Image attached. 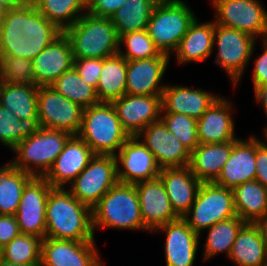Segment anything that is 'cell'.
Returning <instances> with one entry per match:
<instances>
[{
  "label": "cell",
  "instance_id": "cell-13",
  "mask_svg": "<svg viewBox=\"0 0 267 266\" xmlns=\"http://www.w3.org/2000/svg\"><path fill=\"white\" fill-rule=\"evenodd\" d=\"M53 187L43 176H33L25 185L16 219L20 233L46 236V204Z\"/></svg>",
  "mask_w": 267,
  "mask_h": 266
},
{
  "label": "cell",
  "instance_id": "cell-11",
  "mask_svg": "<svg viewBox=\"0 0 267 266\" xmlns=\"http://www.w3.org/2000/svg\"><path fill=\"white\" fill-rule=\"evenodd\" d=\"M259 0H211L215 23L267 39V10Z\"/></svg>",
  "mask_w": 267,
  "mask_h": 266
},
{
  "label": "cell",
  "instance_id": "cell-2",
  "mask_svg": "<svg viewBox=\"0 0 267 266\" xmlns=\"http://www.w3.org/2000/svg\"><path fill=\"white\" fill-rule=\"evenodd\" d=\"M92 209L66 188H53L46 204V236L57 240L96 242Z\"/></svg>",
  "mask_w": 267,
  "mask_h": 266
},
{
  "label": "cell",
  "instance_id": "cell-53",
  "mask_svg": "<svg viewBox=\"0 0 267 266\" xmlns=\"http://www.w3.org/2000/svg\"><path fill=\"white\" fill-rule=\"evenodd\" d=\"M6 10L0 5V17L4 14Z\"/></svg>",
  "mask_w": 267,
  "mask_h": 266
},
{
  "label": "cell",
  "instance_id": "cell-12",
  "mask_svg": "<svg viewBox=\"0 0 267 266\" xmlns=\"http://www.w3.org/2000/svg\"><path fill=\"white\" fill-rule=\"evenodd\" d=\"M83 108L62 96L51 86H39L37 93L38 126L64 130L77 135L82 124Z\"/></svg>",
  "mask_w": 267,
  "mask_h": 266
},
{
  "label": "cell",
  "instance_id": "cell-27",
  "mask_svg": "<svg viewBox=\"0 0 267 266\" xmlns=\"http://www.w3.org/2000/svg\"><path fill=\"white\" fill-rule=\"evenodd\" d=\"M228 259L235 266H267V246L262 223L246 222L241 227Z\"/></svg>",
  "mask_w": 267,
  "mask_h": 266
},
{
  "label": "cell",
  "instance_id": "cell-3",
  "mask_svg": "<svg viewBox=\"0 0 267 266\" xmlns=\"http://www.w3.org/2000/svg\"><path fill=\"white\" fill-rule=\"evenodd\" d=\"M93 231L97 228L149 230L144 226L135 184L117 183L92 208Z\"/></svg>",
  "mask_w": 267,
  "mask_h": 266
},
{
  "label": "cell",
  "instance_id": "cell-14",
  "mask_svg": "<svg viewBox=\"0 0 267 266\" xmlns=\"http://www.w3.org/2000/svg\"><path fill=\"white\" fill-rule=\"evenodd\" d=\"M119 183L135 184L159 176L154 154L137 137H130L114 155Z\"/></svg>",
  "mask_w": 267,
  "mask_h": 266
},
{
  "label": "cell",
  "instance_id": "cell-18",
  "mask_svg": "<svg viewBox=\"0 0 267 266\" xmlns=\"http://www.w3.org/2000/svg\"><path fill=\"white\" fill-rule=\"evenodd\" d=\"M171 56L160 53L150 59L127 61L126 94L162 95L167 84L162 83Z\"/></svg>",
  "mask_w": 267,
  "mask_h": 266
},
{
  "label": "cell",
  "instance_id": "cell-43",
  "mask_svg": "<svg viewBox=\"0 0 267 266\" xmlns=\"http://www.w3.org/2000/svg\"><path fill=\"white\" fill-rule=\"evenodd\" d=\"M73 67L78 72L80 77L87 82V84L92 85L96 89L100 73L102 71V59H74Z\"/></svg>",
  "mask_w": 267,
  "mask_h": 266
},
{
  "label": "cell",
  "instance_id": "cell-19",
  "mask_svg": "<svg viewBox=\"0 0 267 266\" xmlns=\"http://www.w3.org/2000/svg\"><path fill=\"white\" fill-rule=\"evenodd\" d=\"M165 234V266H194L200 243L197 234L183 218L166 223L153 232Z\"/></svg>",
  "mask_w": 267,
  "mask_h": 266
},
{
  "label": "cell",
  "instance_id": "cell-20",
  "mask_svg": "<svg viewBox=\"0 0 267 266\" xmlns=\"http://www.w3.org/2000/svg\"><path fill=\"white\" fill-rule=\"evenodd\" d=\"M144 226L153 232L180 217L173 210L168 194L159 177L135 183Z\"/></svg>",
  "mask_w": 267,
  "mask_h": 266
},
{
  "label": "cell",
  "instance_id": "cell-52",
  "mask_svg": "<svg viewBox=\"0 0 267 266\" xmlns=\"http://www.w3.org/2000/svg\"><path fill=\"white\" fill-rule=\"evenodd\" d=\"M263 130L265 132V133H263L264 134L263 139H265L267 141V126H265V128Z\"/></svg>",
  "mask_w": 267,
  "mask_h": 266
},
{
  "label": "cell",
  "instance_id": "cell-4",
  "mask_svg": "<svg viewBox=\"0 0 267 266\" xmlns=\"http://www.w3.org/2000/svg\"><path fill=\"white\" fill-rule=\"evenodd\" d=\"M64 34L71 42L74 59H104L118 54L119 37L108 17L86 12Z\"/></svg>",
  "mask_w": 267,
  "mask_h": 266
},
{
  "label": "cell",
  "instance_id": "cell-48",
  "mask_svg": "<svg viewBox=\"0 0 267 266\" xmlns=\"http://www.w3.org/2000/svg\"><path fill=\"white\" fill-rule=\"evenodd\" d=\"M254 96L257 101V103H260V105L263 107L262 109L265 112V115L267 116V83L261 86H258L254 89Z\"/></svg>",
  "mask_w": 267,
  "mask_h": 266
},
{
  "label": "cell",
  "instance_id": "cell-29",
  "mask_svg": "<svg viewBox=\"0 0 267 266\" xmlns=\"http://www.w3.org/2000/svg\"><path fill=\"white\" fill-rule=\"evenodd\" d=\"M232 141L199 144L190 153L189 168L201 183L214 182L230 157Z\"/></svg>",
  "mask_w": 267,
  "mask_h": 266
},
{
  "label": "cell",
  "instance_id": "cell-17",
  "mask_svg": "<svg viewBox=\"0 0 267 266\" xmlns=\"http://www.w3.org/2000/svg\"><path fill=\"white\" fill-rule=\"evenodd\" d=\"M137 137L154 154L161 169L189 166L191 152L167 129L161 119L148 125Z\"/></svg>",
  "mask_w": 267,
  "mask_h": 266
},
{
  "label": "cell",
  "instance_id": "cell-9",
  "mask_svg": "<svg viewBox=\"0 0 267 266\" xmlns=\"http://www.w3.org/2000/svg\"><path fill=\"white\" fill-rule=\"evenodd\" d=\"M256 38L248 33L238 31L215 23L213 47H217L213 63L219 65L237 87L244 70L252 59Z\"/></svg>",
  "mask_w": 267,
  "mask_h": 266
},
{
  "label": "cell",
  "instance_id": "cell-21",
  "mask_svg": "<svg viewBox=\"0 0 267 266\" xmlns=\"http://www.w3.org/2000/svg\"><path fill=\"white\" fill-rule=\"evenodd\" d=\"M94 155L82 139L73 135L43 177L53 188H66L88 166Z\"/></svg>",
  "mask_w": 267,
  "mask_h": 266
},
{
  "label": "cell",
  "instance_id": "cell-44",
  "mask_svg": "<svg viewBox=\"0 0 267 266\" xmlns=\"http://www.w3.org/2000/svg\"><path fill=\"white\" fill-rule=\"evenodd\" d=\"M127 0H87V12L97 17L110 18Z\"/></svg>",
  "mask_w": 267,
  "mask_h": 266
},
{
  "label": "cell",
  "instance_id": "cell-45",
  "mask_svg": "<svg viewBox=\"0 0 267 266\" xmlns=\"http://www.w3.org/2000/svg\"><path fill=\"white\" fill-rule=\"evenodd\" d=\"M256 175L255 180L267 188V141L256 137Z\"/></svg>",
  "mask_w": 267,
  "mask_h": 266
},
{
  "label": "cell",
  "instance_id": "cell-5",
  "mask_svg": "<svg viewBox=\"0 0 267 266\" xmlns=\"http://www.w3.org/2000/svg\"><path fill=\"white\" fill-rule=\"evenodd\" d=\"M77 136L94 154L115 155L130 138L123 129L112 103L99 102L83 109Z\"/></svg>",
  "mask_w": 267,
  "mask_h": 266
},
{
  "label": "cell",
  "instance_id": "cell-1",
  "mask_svg": "<svg viewBox=\"0 0 267 266\" xmlns=\"http://www.w3.org/2000/svg\"><path fill=\"white\" fill-rule=\"evenodd\" d=\"M63 32L30 1L0 17V55L33 60Z\"/></svg>",
  "mask_w": 267,
  "mask_h": 266
},
{
  "label": "cell",
  "instance_id": "cell-31",
  "mask_svg": "<svg viewBox=\"0 0 267 266\" xmlns=\"http://www.w3.org/2000/svg\"><path fill=\"white\" fill-rule=\"evenodd\" d=\"M127 60L120 54L102 59L96 87L99 102L111 103L126 94Z\"/></svg>",
  "mask_w": 267,
  "mask_h": 266
},
{
  "label": "cell",
  "instance_id": "cell-16",
  "mask_svg": "<svg viewBox=\"0 0 267 266\" xmlns=\"http://www.w3.org/2000/svg\"><path fill=\"white\" fill-rule=\"evenodd\" d=\"M111 103L130 137L137 136L161 117L162 95L125 94Z\"/></svg>",
  "mask_w": 267,
  "mask_h": 266
},
{
  "label": "cell",
  "instance_id": "cell-35",
  "mask_svg": "<svg viewBox=\"0 0 267 266\" xmlns=\"http://www.w3.org/2000/svg\"><path fill=\"white\" fill-rule=\"evenodd\" d=\"M245 223L240 217L236 216L229 220L218 222L206 229L205 231L208 230L207 238L205 244H202L204 247L203 260L206 262L220 253H225L227 255L226 258H228L237 234Z\"/></svg>",
  "mask_w": 267,
  "mask_h": 266
},
{
  "label": "cell",
  "instance_id": "cell-30",
  "mask_svg": "<svg viewBox=\"0 0 267 266\" xmlns=\"http://www.w3.org/2000/svg\"><path fill=\"white\" fill-rule=\"evenodd\" d=\"M232 190L238 217L249 223L267 221V188L254 180L237 185Z\"/></svg>",
  "mask_w": 267,
  "mask_h": 266
},
{
  "label": "cell",
  "instance_id": "cell-10",
  "mask_svg": "<svg viewBox=\"0 0 267 266\" xmlns=\"http://www.w3.org/2000/svg\"><path fill=\"white\" fill-rule=\"evenodd\" d=\"M117 183L115 156L95 154L66 189L92 209Z\"/></svg>",
  "mask_w": 267,
  "mask_h": 266
},
{
  "label": "cell",
  "instance_id": "cell-15",
  "mask_svg": "<svg viewBox=\"0 0 267 266\" xmlns=\"http://www.w3.org/2000/svg\"><path fill=\"white\" fill-rule=\"evenodd\" d=\"M96 242L42 239L40 266H104Z\"/></svg>",
  "mask_w": 267,
  "mask_h": 266
},
{
  "label": "cell",
  "instance_id": "cell-23",
  "mask_svg": "<svg viewBox=\"0 0 267 266\" xmlns=\"http://www.w3.org/2000/svg\"><path fill=\"white\" fill-rule=\"evenodd\" d=\"M36 85L50 86L64 72L73 68L72 45L64 32L45 47L33 60Z\"/></svg>",
  "mask_w": 267,
  "mask_h": 266
},
{
  "label": "cell",
  "instance_id": "cell-46",
  "mask_svg": "<svg viewBox=\"0 0 267 266\" xmlns=\"http://www.w3.org/2000/svg\"><path fill=\"white\" fill-rule=\"evenodd\" d=\"M262 54L255 58L252 70L253 89L267 83V39L261 40Z\"/></svg>",
  "mask_w": 267,
  "mask_h": 266
},
{
  "label": "cell",
  "instance_id": "cell-8",
  "mask_svg": "<svg viewBox=\"0 0 267 266\" xmlns=\"http://www.w3.org/2000/svg\"><path fill=\"white\" fill-rule=\"evenodd\" d=\"M236 216L233 190L212 182L201 183L194 203L182 218L201 238L204 230Z\"/></svg>",
  "mask_w": 267,
  "mask_h": 266
},
{
  "label": "cell",
  "instance_id": "cell-36",
  "mask_svg": "<svg viewBox=\"0 0 267 266\" xmlns=\"http://www.w3.org/2000/svg\"><path fill=\"white\" fill-rule=\"evenodd\" d=\"M32 2L38 11L62 32L87 12V0H32Z\"/></svg>",
  "mask_w": 267,
  "mask_h": 266
},
{
  "label": "cell",
  "instance_id": "cell-25",
  "mask_svg": "<svg viewBox=\"0 0 267 266\" xmlns=\"http://www.w3.org/2000/svg\"><path fill=\"white\" fill-rule=\"evenodd\" d=\"M220 97L202 88L168 84L163 90L161 112L185 114L198 120Z\"/></svg>",
  "mask_w": 267,
  "mask_h": 266
},
{
  "label": "cell",
  "instance_id": "cell-39",
  "mask_svg": "<svg viewBox=\"0 0 267 266\" xmlns=\"http://www.w3.org/2000/svg\"><path fill=\"white\" fill-rule=\"evenodd\" d=\"M41 237L20 233L10 243L0 249V257L20 264H40Z\"/></svg>",
  "mask_w": 267,
  "mask_h": 266
},
{
  "label": "cell",
  "instance_id": "cell-22",
  "mask_svg": "<svg viewBox=\"0 0 267 266\" xmlns=\"http://www.w3.org/2000/svg\"><path fill=\"white\" fill-rule=\"evenodd\" d=\"M256 136L232 141L229 159L224 164L216 185L233 189L237 185L255 180L256 175Z\"/></svg>",
  "mask_w": 267,
  "mask_h": 266
},
{
  "label": "cell",
  "instance_id": "cell-33",
  "mask_svg": "<svg viewBox=\"0 0 267 266\" xmlns=\"http://www.w3.org/2000/svg\"><path fill=\"white\" fill-rule=\"evenodd\" d=\"M32 177L11 161L0 166V215H16L22 191Z\"/></svg>",
  "mask_w": 267,
  "mask_h": 266
},
{
  "label": "cell",
  "instance_id": "cell-24",
  "mask_svg": "<svg viewBox=\"0 0 267 266\" xmlns=\"http://www.w3.org/2000/svg\"><path fill=\"white\" fill-rule=\"evenodd\" d=\"M233 106L230 100L221 96L197 120L200 144L225 143L239 139L235 136Z\"/></svg>",
  "mask_w": 267,
  "mask_h": 266
},
{
  "label": "cell",
  "instance_id": "cell-50",
  "mask_svg": "<svg viewBox=\"0 0 267 266\" xmlns=\"http://www.w3.org/2000/svg\"><path fill=\"white\" fill-rule=\"evenodd\" d=\"M0 266H40V264H20L6 261L0 257Z\"/></svg>",
  "mask_w": 267,
  "mask_h": 266
},
{
  "label": "cell",
  "instance_id": "cell-28",
  "mask_svg": "<svg viewBox=\"0 0 267 266\" xmlns=\"http://www.w3.org/2000/svg\"><path fill=\"white\" fill-rule=\"evenodd\" d=\"M215 20L200 22L196 17L190 24L173 54L178 64L204 62L213 53Z\"/></svg>",
  "mask_w": 267,
  "mask_h": 266
},
{
  "label": "cell",
  "instance_id": "cell-34",
  "mask_svg": "<svg viewBox=\"0 0 267 266\" xmlns=\"http://www.w3.org/2000/svg\"><path fill=\"white\" fill-rule=\"evenodd\" d=\"M159 0H127L110 17L118 37L129 32L146 30L153 8Z\"/></svg>",
  "mask_w": 267,
  "mask_h": 266
},
{
  "label": "cell",
  "instance_id": "cell-42",
  "mask_svg": "<svg viewBox=\"0 0 267 266\" xmlns=\"http://www.w3.org/2000/svg\"><path fill=\"white\" fill-rule=\"evenodd\" d=\"M0 82L36 85L32 61L24 57L0 55Z\"/></svg>",
  "mask_w": 267,
  "mask_h": 266
},
{
  "label": "cell",
  "instance_id": "cell-41",
  "mask_svg": "<svg viewBox=\"0 0 267 266\" xmlns=\"http://www.w3.org/2000/svg\"><path fill=\"white\" fill-rule=\"evenodd\" d=\"M160 119L167 129L192 152L200 143L197 132V119L185 114L161 112Z\"/></svg>",
  "mask_w": 267,
  "mask_h": 266
},
{
  "label": "cell",
  "instance_id": "cell-51",
  "mask_svg": "<svg viewBox=\"0 0 267 266\" xmlns=\"http://www.w3.org/2000/svg\"><path fill=\"white\" fill-rule=\"evenodd\" d=\"M262 227L264 230V235H265V239H266V246H267V221L262 222Z\"/></svg>",
  "mask_w": 267,
  "mask_h": 266
},
{
  "label": "cell",
  "instance_id": "cell-37",
  "mask_svg": "<svg viewBox=\"0 0 267 266\" xmlns=\"http://www.w3.org/2000/svg\"><path fill=\"white\" fill-rule=\"evenodd\" d=\"M50 86L83 109L99 103L96 89L87 84L74 67L64 72Z\"/></svg>",
  "mask_w": 267,
  "mask_h": 266
},
{
  "label": "cell",
  "instance_id": "cell-40",
  "mask_svg": "<svg viewBox=\"0 0 267 266\" xmlns=\"http://www.w3.org/2000/svg\"><path fill=\"white\" fill-rule=\"evenodd\" d=\"M125 46V50L122 49ZM120 54L127 61L150 59L160 54L146 30L129 32L119 37Z\"/></svg>",
  "mask_w": 267,
  "mask_h": 266
},
{
  "label": "cell",
  "instance_id": "cell-6",
  "mask_svg": "<svg viewBox=\"0 0 267 266\" xmlns=\"http://www.w3.org/2000/svg\"><path fill=\"white\" fill-rule=\"evenodd\" d=\"M72 136L64 130L38 127L12 150L16 156L11 162L18 170L44 176Z\"/></svg>",
  "mask_w": 267,
  "mask_h": 266
},
{
  "label": "cell",
  "instance_id": "cell-7",
  "mask_svg": "<svg viewBox=\"0 0 267 266\" xmlns=\"http://www.w3.org/2000/svg\"><path fill=\"white\" fill-rule=\"evenodd\" d=\"M196 15L183 0H159L146 31L160 53L170 56L177 49Z\"/></svg>",
  "mask_w": 267,
  "mask_h": 266
},
{
  "label": "cell",
  "instance_id": "cell-49",
  "mask_svg": "<svg viewBox=\"0 0 267 266\" xmlns=\"http://www.w3.org/2000/svg\"><path fill=\"white\" fill-rule=\"evenodd\" d=\"M30 0H0V5L5 9H14L27 5Z\"/></svg>",
  "mask_w": 267,
  "mask_h": 266
},
{
  "label": "cell",
  "instance_id": "cell-32",
  "mask_svg": "<svg viewBox=\"0 0 267 266\" xmlns=\"http://www.w3.org/2000/svg\"><path fill=\"white\" fill-rule=\"evenodd\" d=\"M37 93V85L0 82V105L20 120L38 119Z\"/></svg>",
  "mask_w": 267,
  "mask_h": 266
},
{
  "label": "cell",
  "instance_id": "cell-38",
  "mask_svg": "<svg viewBox=\"0 0 267 266\" xmlns=\"http://www.w3.org/2000/svg\"><path fill=\"white\" fill-rule=\"evenodd\" d=\"M38 119H18L0 105V143L13 150L23 139L38 129Z\"/></svg>",
  "mask_w": 267,
  "mask_h": 266
},
{
  "label": "cell",
  "instance_id": "cell-47",
  "mask_svg": "<svg viewBox=\"0 0 267 266\" xmlns=\"http://www.w3.org/2000/svg\"><path fill=\"white\" fill-rule=\"evenodd\" d=\"M20 234L19 225L14 215H0V249Z\"/></svg>",
  "mask_w": 267,
  "mask_h": 266
},
{
  "label": "cell",
  "instance_id": "cell-26",
  "mask_svg": "<svg viewBox=\"0 0 267 266\" xmlns=\"http://www.w3.org/2000/svg\"><path fill=\"white\" fill-rule=\"evenodd\" d=\"M158 177L165 187L173 210L182 218L194 203L201 182L189 166L163 168Z\"/></svg>",
  "mask_w": 267,
  "mask_h": 266
}]
</instances>
